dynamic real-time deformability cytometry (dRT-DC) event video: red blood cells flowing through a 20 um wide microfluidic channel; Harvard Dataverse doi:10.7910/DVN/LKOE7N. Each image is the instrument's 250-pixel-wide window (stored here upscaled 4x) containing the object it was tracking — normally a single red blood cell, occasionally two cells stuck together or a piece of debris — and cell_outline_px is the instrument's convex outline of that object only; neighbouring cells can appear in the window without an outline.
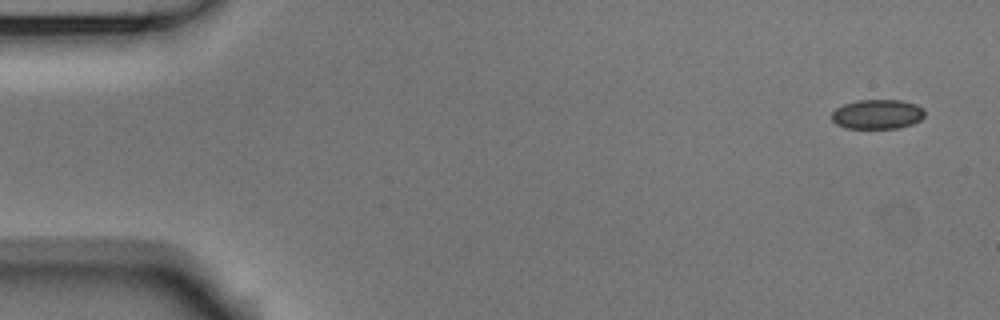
{"species": "Egyptian fruit bat (a non-hibernating species)", "species_latin": "Rousettus aegyptiacus", "temperature_condition": "room temperature", "stored_images_in_passage": 5, "camera_frame_rate_fps": 3000, "um_per_image_px": 0.085, "animal": {"sex": "male"}, "frame": {"image": 1, "passage_image": 1, "time_ms": 0.0, "image_size_px": [1000, 320], "cell_outline_px": [[924, 116], [920, 120], [912, 124], [900, 128], [844, 128], [836, 124], [832, 120], [832, 112], [836, 108], [844, 104], [856, 100], [900, 100], [916, 104], [924, 108]], "centroid_in_image_um": [74.58, 9.71], "position_along_channel_um": 10.4, "area_um2": 16.13}}
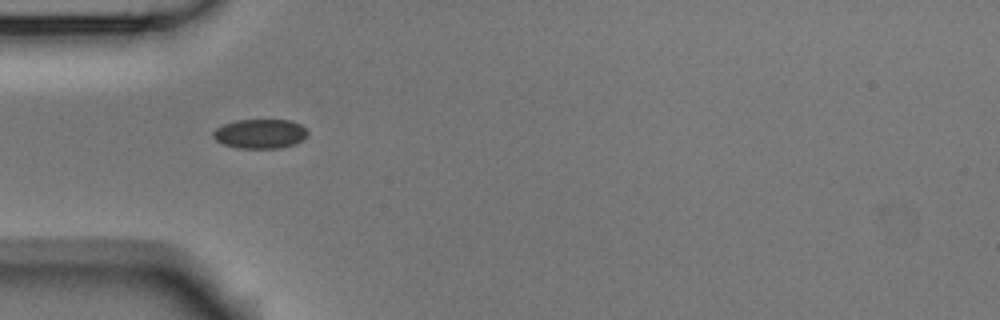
{"frame": {"image": 2, "passage_image": 5, "time_ms": 1.333, "image_size_px": [1000, 320], "cell_outline_px": [[308, 136], [296, 144], [280, 148], [236, 148], [224, 144], [216, 140], [212, 136], [212, 132], [216, 128], [224, 124], [236, 120], [288, 120], [300, 124], [308, 132]], "centroid_in_image_um": [22.11, 11.37], "position_along_channel_um": 62.9, "area_um2": 16.24}}